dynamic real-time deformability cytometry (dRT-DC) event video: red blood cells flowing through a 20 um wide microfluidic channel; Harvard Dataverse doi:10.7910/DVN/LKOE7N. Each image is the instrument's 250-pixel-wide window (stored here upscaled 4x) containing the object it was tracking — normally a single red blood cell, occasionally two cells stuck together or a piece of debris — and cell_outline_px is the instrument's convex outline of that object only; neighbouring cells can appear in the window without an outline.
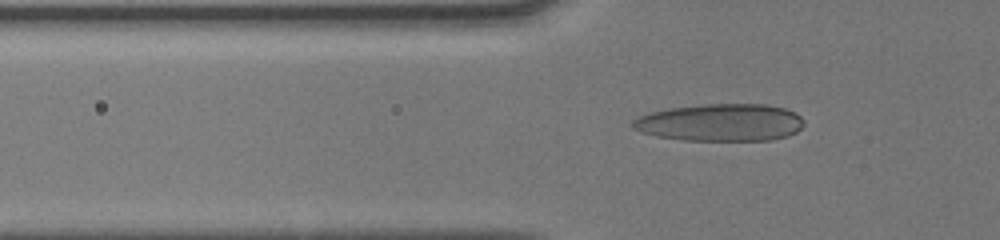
{"species": "human", "species_latin": "Homo sapiens", "temperature_condition": "cold", "stored_images_in_passage": 52, "camera_frame_rate_fps": 3000, "um_per_image_px": 0.085, "donor": {"sex": "male"}, "frame": {"image": 1, "passage_image": 19, "time_ms": 6.0, "image_size_px": [1000, 240], "cell_outline_px": [[804, 124], [796, 132], [788, 136], [772, 140], [684, 140], [656, 136], [640, 132], [632, 128], [628, 124], [632, 120], [640, 116], [652, 112], [668, 108], [704, 104], [764, 104], [784, 108], [796, 112], [804, 120]], "centroid_in_image_um": [61.23, 10.41], "position_along_channel_um": 64.6, "area_um2": 37.51}}
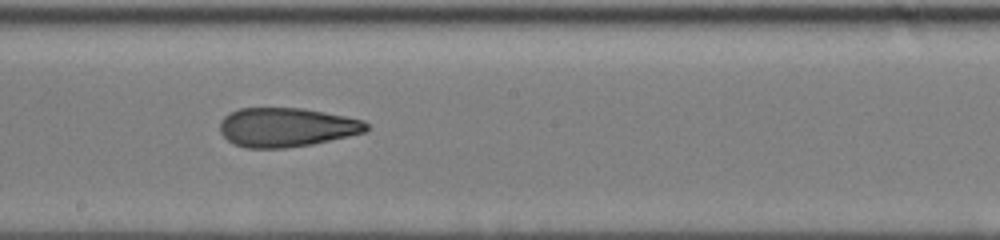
{"frame": {"image": 2, "passage_image": 31, "time_ms": 10.0, "image_size_px": [1000, 240], "cell_outline_px": [[368, 132], [312, 144], [284, 148], [248, 148], [232, 144], [220, 132], [220, 120], [224, 116], [240, 108], [304, 108], [364, 120], [368, 124]], "centroid_in_image_um": [24.36, 10.82], "position_along_channel_um": 223.8, "area_um2": 33.47}}
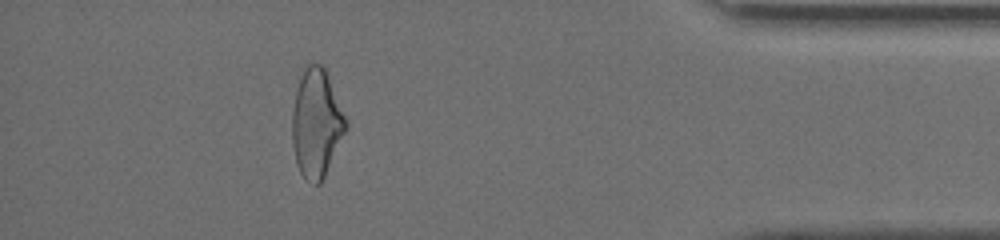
{"frame": {"image": 3, "passage_image": 47, "time_ms": 15.333, "image_size_px": [1000, 240], "cell_outline_px": [[348, 124], [324, 176], [320, 184], [316, 184], [304, 180], [296, 164], [292, 144], [292, 112], [300, 68], [308, 64], [320, 64], [324, 68]], "centroid_in_image_um": [26.84, 10.47], "position_along_channel_um": 408.4, "area_um2": 33.58}, "authors_computed_cell_mechanics": {"area_um2": 34.3332, "velocity_mm_per_s": 4.1463, "shape_relaxation_time_tau1_ms": null, "shape_relaxation_time_tau2_ms": 2.5702, "deformation_change_tau1": null, "deformation_change_tau2": 0.1216}}